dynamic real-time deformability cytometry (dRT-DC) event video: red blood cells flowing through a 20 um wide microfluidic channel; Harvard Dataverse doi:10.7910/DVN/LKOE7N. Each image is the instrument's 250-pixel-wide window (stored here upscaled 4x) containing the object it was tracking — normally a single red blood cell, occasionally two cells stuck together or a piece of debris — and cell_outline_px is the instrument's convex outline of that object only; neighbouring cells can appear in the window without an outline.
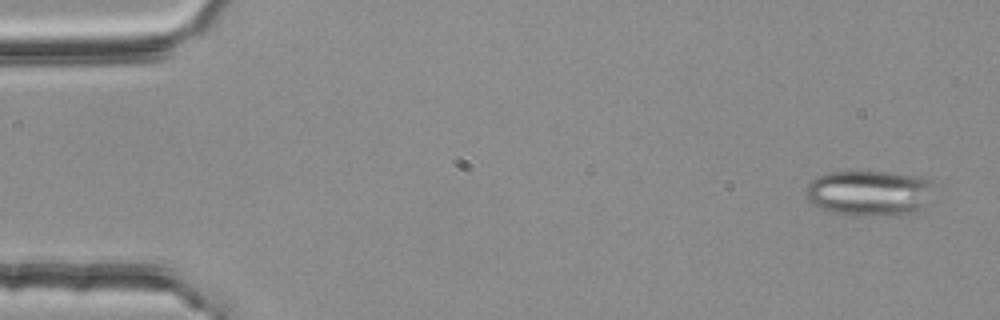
{"species": "common noctule bat (a hibernating species)", "species_latin": "Nyctalus noctula", "temperature_condition": "room temperature", "stored_images_in_passage": 4, "camera_frame_rate_fps": 3000, "um_per_image_px": 0.085, "animal": {"sex": "female", "body_mass_g": 25.1}, "frame": {"image": 1, "passage_image": 1, "time_ms": 0.0, "image_size_px": [1000, 320], "cell_outline_px": [[932, 184], [928, 204], [924, 212], [908, 216], [856, 216], [832, 212], [820, 208], [812, 204], [808, 200], [804, 192], [804, 188], [812, 180], [828, 172], [888, 172], [920, 176], [932, 180]], "centroid_in_image_um": [73.96, 16.45], "position_along_channel_um": 11.0, "area_um2": 35.03}}